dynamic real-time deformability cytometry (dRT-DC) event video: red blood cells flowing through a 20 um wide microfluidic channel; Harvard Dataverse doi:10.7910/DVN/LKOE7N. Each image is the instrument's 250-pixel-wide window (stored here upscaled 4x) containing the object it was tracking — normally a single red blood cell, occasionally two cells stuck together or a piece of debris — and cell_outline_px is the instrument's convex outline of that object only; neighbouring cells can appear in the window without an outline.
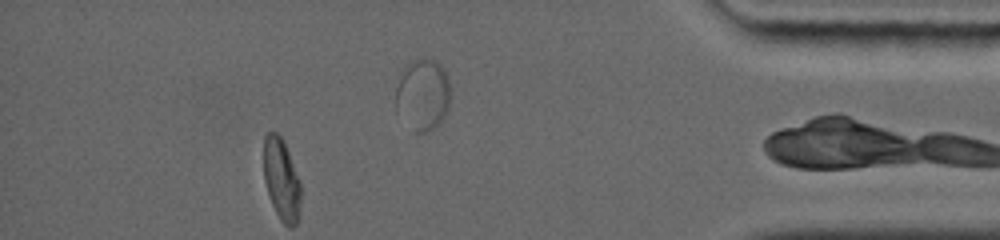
{"species": "common noctule bat (a hibernating species)", "species_latin": "Nyctalus noctula", "temperature_condition": "warm", "stored_images_in_passage": 41, "segment_of_instrument_passage": [2, 2], "camera_frame_rate_fps": 5000, "um_per_image_px": 0.085, "animal": {"sex": "female", "body_mass_g": 19.0, "forearm_length_mm": 56.7}, "frame": {"image": 1, "passage_image": 41, "time_ms": 9.8, "image_size_px": [1000, 240], "cell_outline_px": [[448, 108], [440, 124], [428, 132], [416, 132], [396, 112], [396, 88], [404, 68], [412, 60], [424, 56], [436, 60], [444, 68], [448, 80]], "centroid_in_image_um": [35.93, 8.02], "position_along_channel_um": 399.3, "area_um2": 22.77}}